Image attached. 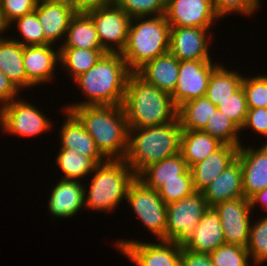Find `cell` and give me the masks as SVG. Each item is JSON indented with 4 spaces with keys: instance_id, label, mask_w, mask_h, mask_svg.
<instances>
[{
    "instance_id": "obj_1",
    "label": "cell",
    "mask_w": 267,
    "mask_h": 266,
    "mask_svg": "<svg viewBox=\"0 0 267 266\" xmlns=\"http://www.w3.org/2000/svg\"><path fill=\"white\" fill-rule=\"evenodd\" d=\"M132 72L121 53H106L73 83L81 100L63 104V108L85 105H123L126 83ZM83 98V99H82Z\"/></svg>"
},
{
    "instance_id": "obj_2",
    "label": "cell",
    "mask_w": 267,
    "mask_h": 266,
    "mask_svg": "<svg viewBox=\"0 0 267 266\" xmlns=\"http://www.w3.org/2000/svg\"><path fill=\"white\" fill-rule=\"evenodd\" d=\"M63 109L71 111L79 119L106 159H125L129 127L122 105H85Z\"/></svg>"
},
{
    "instance_id": "obj_3",
    "label": "cell",
    "mask_w": 267,
    "mask_h": 266,
    "mask_svg": "<svg viewBox=\"0 0 267 266\" xmlns=\"http://www.w3.org/2000/svg\"><path fill=\"white\" fill-rule=\"evenodd\" d=\"M136 177L124 159H107L98 164L84 181V212L115 213L126 201L129 186Z\"/></svg>"
},
{
    "instance_id": "obj_4",
    "label": "cell",
    "mask_w": 267,
    "mask_h": 266,
    "mask_svg": "<svg viewBox=\"0 0 267 266\" xmlns=\"http://www.w3.org/2000/svg\"><path fill=\"white\" fill-rule=\"evenodd\" d=\"M123 108L129 128L160 126L177 118L178 108L170 94L131 73L126 83Z\"/></svg>"
},
{
    "instance_id": "obj_5",
    "label": "cell",
    "mask_w": 267,
    "mask_h": 266,
    "mask_svg": "<svg viewBox=\"0 0 267 266\" xmlns=\"http://www.w3.org/2000/svg\"><path fill=\"white\" fill-rule=\"evenodd\" d=\"M181 133L178 117L160 126L129 128L124 160L138 176L149 165L179 153Z\"/></svg>"
},
{
    "instance_id": "obj_6",
    "label": "cell",
    "mask_w": 267,
    "mask_h": 266,
    "mask_svg": "<svg viewBox=\"0 0 267 266\" xmlns=\"http://www.w3.org/2000/svg\"><path fill=\"white\" fill-rule=\"evenodd\" d=\"M170 30L164 14L131 19L127 43L121 55L132 73L146 62L168 53Z\"/></svg>"
},
{
    "instance_id": "obj_7",
    "label": "cell",
    "mask_w": 267,
    "mask_h": 266,
    "mask_svg": "<svg viewBox=\"0 0 267 266\" xmlns=\"http://www.w3.org/2000/svg\"><path fill=\"white\" fill-rule=\"evenodd\" d=\"M127 208L132 209L136 217L152 239L165 240L167 204L161 199L158 191L147 187L137 177L129 186L126 197Z\"/></svg>"
},
{
    "instance_id": "obj_8",
    "label": "cell",
    "mask_w": 267,
    "mask_h": 266,
    "mask_svg": "<svg viewBox=\"0 0 267 266\" xmlns=\"http://www.w3.org/2000/svg\"><path fill=\"white\" fill-rule=\"evenodd\" d=\"M22 96L4 106V134L2 136L7 134L17 139L27 137L28 141V137H33L35 140V137H41L47 132L53 134L52 130H56V127L53 128L55 124L52 119H49L50 114L45 115L44 107L41 109L36 106V101L34 103L27 101L25 96L23 98Z\"/></svg>"
},
{
    "instance_id": "obj_9",
    "label": "cell",
    "mask_w": 267,
    "mask_h": 266,
    "mask_svg": "<svg viewBox=\"0 0 267 266\" xmlns=\"http://www.w3.org/2000/svg\"><path fill=\"white\" fill-rule=\"evenodd\" d=\"M155 241L125 236L124 239L114 240V247L134 266H181V243L162 239Z\"/></svg>"
},
{
    "instance_id": "obj_10",
    "label": "cell",
    "mask_w": 267,
    "mask_h": 266,
    "mask_svg": "<svg viewBox=\"0 0 267 266\" xmlns=\"http://www.w3.org/2000/svg\"><path fill=\"white\" fill-rule=\"evenodd\" d=\"M209 208L202 191L167 204L165 240L183 244Z\"/></svg>"
},
{
    "instance_id": "obj_11",
    "label": "cell",
    "mask_w": 267,
    "mask_h": 266,
    "mask_svg": "<svg viewBox=\"0 0 267 266\" xmlns=\"http://www.w3.org/2000/svg\"><path fill=\"white\" fill-rule=\"evenodd\" d=\"M87 14L92 18L102 48L107 53H122L131 18L115 2Z\"/></svg>"
},
{
    "instance_id": "obj_12",
    "label": "cell",
    "mask_w": 267,
    "mask_h": 266,
    "mask_svg": "<svg viewBox=\"0 0 267 266\" xmlns=\"http://www.w3.org/2000/svg\"><path fill=\"white\" fill-rule=\"evenodd\" d=\"M213 30L214 28L171 27L168 52L179 61L214 60L216 58L210 52L215 49L212 47L215 42Z\"/></svg>"
},
{
    "instance_id": "obj_13",
    "label": "cell",
    "mask_w": 267,
    "mask_h": 266,
    "mask_svg": "<svg viewBox=\"0 0 267 266\" xmlns=\"http://www.w3.org/2000/svg\"><path fill=\"white\" fill-rule=\"evenodd\" d=\"M213 60H181L177 85L171 94L178 108L183 103L205 96L209 79L213 70L222 61Z\"/></svg>"
},
{
    "instance_id": "obj_14",
    "label": "cell",
    "mask_w": 267,
    "mask_h": 266,
    "mask_svg": "<svg viewBox=\"0 0 267 266\" xmlns=\"http://www.w3.org/2000/svg\"><path fill=\"white\" fill-rule=\"evenodd\" d=\"M219 214L226 244L247 246L253 212L250 200L241 197L214 206Z\"/></svg>"
},
{
    "instance_id": "obj_15",
    "label": "cell",
    "mask_w": 267,
    "mask_h": 266,
    "mask_svg": "<svg viewBox=\"0 0 267 266\" xmlns=\"http://www.w3.org/2000/svg\"><path fill=\"white\" fill-rule=\"evenodd\" d=\"M164 15L171 27L216 28L221 21L213 0H167Z\"/></svg>"
},
{
    "instance_id": "obj_16",
    "label": "cell",
    "mask_w": 267,
    "mask_h": 266,
    "mask_svg": "<svg viewBox=\"0 0 267 266\" xmlns=\"http://www.w3.org/2000/svg\"><path fill=\"white\" fill-rule=\"evenodd\" d=\"M23 66L27 79L36 88L55 82L60 68L59 47L52 44L23 46Z\"/></svg>"
},
{
    "instance_id": "obj_17",
    "label": "cell",
    "mask_w": 267,
    "mask_h": 266,
    "mask_svg": "<svg viewBox=\"0 0 267 266\" xmlns=\"http://www.w3.org/2000/svg\"><path fill=\"white\" fill-rule=\"evenodd\" d=\"M256 140L261 145L241 144L236 158L242 166L243 193L247 199L267 187V144Z\"/></svg>"
},
{
    "instance_id": "obj_18",
    "label": "cell",
    "mask_w": 267,
    "mask_h": 266,
    "mask_svg": "<svg viewBox=\"0 0 267 266\" xmlns=\"http://www.w3.org/2000/svg\"><path fill=\"white\" fill-rule=\"evenodd\" d=\"M56 180L58 181L55 185L52 184L46 201L48 214L50 213L52 220L57 221L73 218L85 209L84 182L60 178Z\"/></svg>"
},
{
    "instance_id": "obj_19",
    "label": "cell",
    "mask_w": 267,
    "mask_h": 266,
    "mask_svg": "<svg viewBox=\"0 0 267 266\" xmlns=\"http://www.w3.org/2000/svg\"><path fill=\"white\" fill-rule=\"evenodd\" d=\"M64 114L62 126L58 129V148L73 149L76 152L92 158L97 164L104 163L107 159L97 149L92 136L85 130L79 119L69 110L60 109Z\"/></svg>"
},
{
    "instance_id": "obj_20",
    "label": "cell",
    "mask_w": 267,
    "mask_h": 266,
    "mask_svg": "<svg viewBox=\"0 0 267 266\" xmlns=\"http://www.w3.org/2000/svg\"><path fill=\"white\" fill-rule=\"evenodd\" d=\"M223 244L226 242L219 214L214 207H209L182 245L194 252L210 254Z\"/></svg>"
},
{
    "instance_id": "obj_21",
    "label": "cell",
    "mask_w": 267,
    "mask_h": 266,
    "mask_svg": "<svg viewBox=\"0 0 267 266\" xmlns=\"http://www.w3.org/2000/svg\"><path fill=\"white\" fill-rule=\"evenodd\" d=\"M38 20L43 26L44 38L52 45L60 47L64 42L74 10L65 5L39 2L36 5Z\"/></svg>"
},
{
    "instance_id": "obj_22",
    "label": "cell",
    "mask_w": 267,
    "mask_h": 266,
    "mask_svg": "<svg viewBox=\"0 0 267 266\" xmlns=\"http://www.w3.org/2000/svg\"><path fill=\"white\" fill-rule=\"evenodd\" d=\"M209 207L244 197L242 166L236 159L202 191Z\"/></svg>"
},
{
    "instance_id": "obj_23",
    "label": "cell",
    "mask_w": 267,
    "mask_h": 266,
    "mask_svg": "<svg viewBox=\"0 0 267 266\" xmlns=\"http://www.w3.org/2000/svg\"><path fill=\"white\" fill-rule=\"evenodd\" d=\"M135 73L146 83L171 95L178 81L179 60L168 52L146 62Z\"/></svg>"
},
{
    "instance_id": "obj_24",
    "label": "cell",
    "mask_w": 267,
    "mask_h": 266,
    "mask_svg": "<svg viewBox=\"0 0 267 266\" xmlns=\"http://www.w3.org/2000/svg\"><path fill=\"white\" fill-rule=\"evenodd\" d=\"M237 146L223 144L203 161L193 165V187L196 191H203L221 172H223L237 158Z\"/></svg>"
},
{
    "instance_id": "obj_25",
    "label": "cell",
    "mask_w": 267,
    "mask_h": 266,
    "mask_svg": "<svg viewBox=\"0 0 267 266\" xmlns=\"http://www.w3.org/2000/svg\"><path fill=\"white\" fill-rule=\"evenodd\" d=\"M7 35L0 38V70L21 92L34 90L35 86L25 74L23 46Z\"/></svg>"
},
{
    "instance_id": "obj_26",
    "label": "cell",
    "mask_w": 267,
    "mask_h": 266,
    "mask_svg": "<svg viewBox=\"0 0 267 266\" xmlns=\"http://www.w3.org/2000/svg\"><path fill=\"white\" fill-rule=\"evenodd\" d=\"M188 168L186 161L179 152L176 155L149 165L137 178L147 187L157 191L166 181L181 180V174Z\"/></svg>"
},
{
    "instance_id": "obj_27",
    "label": "cell",
    "mask_w": 267,
    "mask_h": 266,
    "mask_svg": "<svg viewBox=\"0 0 267 266\" xmlns=\"http://www.w3.org/2000/svg\"><path fill=\"white\" fill-rule=\"evenodd\" d=\"M223 145L201 130H182L180 139V153L189 169L196 163L203 161L211 153Z\"/></svg>"
},
{
    "instance_id": "obj_28",
    "label": "cell",
    "mask_w": 267,
    "mask_h": 266,
    "mask_svg": "<svg viewBox=\"0 0 267 266\" xmlns=\"http://www.w3.org/2000/svg\"><path fill=\"white\" fill-rule=\"evenodd\" d=\"M231 69L221 62L211 73L205 96L215 106H218L242 87L243 71L234 70L233 67Z\"/></svg>"
},
{
    "instance_id": "obj_29",
    "label": "cell",
    "mask_w": 267,
    "mask_h": 266,
    "mask_svg": "<svg viewBox=\"0 0 267 266\" xmlns=\"http://www.w3.org/2000/svg\"><path fill=\"white\" fill-rule=\"evenodd\" d=\"M55 156L54 167L60 171V179L84 182L98 165L92 158L73 149L59 148Z\"/></svg>"
},
{
    "instance_id": "obj_30",
    "label": "cell",
    "mask_w": 267,
    "mask_h": 266,
    "mask_svg": "<svg viewBox=\"0 0 267 266\" xmlns=\"http://www.w3.org/2000/svg\"><path fill=\"white\" fill-rule=\"evenodd\" d=\"M59 48L103 49L92 18L87 13L73 15L64 42Z\"/></svg>"
},
{
    "instance_id": "obj_31",
    "label": "cell",
    "mask_w": 267,
    "mask_h": 266,
    "mask_svg": "<svg viewBox=\"0 0 267 266\" xmlns=\"http://www.w3.org/2000/svg\"><path fill=\"white\" fill-rule=\"evenodd\" d=\"M107 52L104 49L59 48L62 73H67L70 81L92 68Z\"/></svg>"
},
{
    "instance_id": "obj_32",
    "label": "cell",
    "mask_w": 267,
    "mask_h": 266,
    "mask_svg": "<svg viewBox=\"0 0 267 266\" xmlns=\"http://www.w3.org/2000/svg\"><path fill=\"white\" fill-rule=\"evenodd\" d=\"M216 110L217 106L202 96L180 105L177 117L182 130H202Z\"/></svg>"
},
{
    "instance_id": "obj_33",
    "label": "cell",
    "mask_w": 267,
    "mask_h": 266,
    "mask_svg": "<svg viewBox=\"0 0 267 266\" xmlns=\"http://www.w3.org/2000/svg\"><path fill=\"white\" fill-rule=\"evenodd\" d=\"M15 30H14V29ZM13 31V35L9 36L20 43L22 46H32V45H47L50 44L45 38L43 33V26L38 20L36 14V8L33 12L25 14L7 26L9 32ZM17 31V32H16Z\"/></svg>"
},
{
    "instance_id": "obj_34",
    "label": "cell",
    "mask_w": 267,
    "mask_h": 266,
    "mask_svg": "<svg viewBox=\"0 0 267 266\" xmlns=\"http://www.w3.org/2000/svg\"><path fill=\"white\" fill-rule=\"evenodd\" d=\"M201 131L218 139L223 144L237 147L243 144V141H241V129L218 109L209 117Z\"/></svg>"
},
{
    "instance_id": "obj_35",
    "label": "cell",
    "mask_w": 267,
    "mask_h": 266,
    "mask_svg": "<svg viewBox=\"0 0 267 266\" xmlns=\"http://www.w3.org/2000/svg\"><path fill=\"white\" fill-rule=\"evenodd\" d=\"M251 222L247 250L252 263L261 266L267 262V218L260 215Z\"/></svg>"
},
{
    "instance_id": "obj_36",
    "label": "cell",
    "mask_w": 267,
    "mask_h": 266,
    "mask_svg": "<svg viewBox=\"0 0 267 266\" xmlns=\"http://www.w3.org/2000/svg\"><path fill=\"white\" fill-rule=\"evenodd\" d=\"M213 266H255L246 247L223 244L209 254Z\"/></svg>"
},
{
    "instance_id": "obj_37",
    "label": "cell",
    "mask_w": 267,
    "mask_h": 266,
    "mask_svg": "<svg viewBox=\"0 0 267 266\" xmlns=\"http://www.w3.org/2000/svg\"><path fill=\"white\" fill-rule=\"evenodd\" d=\"M245 74L242 88L245 92L248 109L267 107V72Z\"/></svg>"
},
{
    "instance_id": "obj_38",
    "label": "cell",
    "mask_w": 267,
    "mask_h": 266,
    "mask_svg": "<svg viewBox=\"0 0 267 266\" xmlns=\"http://www.w3.org/2000/svg\"><path fill=\"white\" fill-rule=\"evenodd\" d=\"M261 3V0H213V7L215 14L224 21L233 14L252 17L262 11Z\"/></svg>"
},
{
    "instance_id": "obj_39",
    "label": "cell",
    "mask_w": 267,
    "mask_h": 266,
    "mask_svg": "<svg viewBox=\"0 0 267 266\" xmlns=\"http://www.w3.org/2000/svg\"><path fill=\"white\" fill-rule=\"evenodd\" d=\"M114 2L132 19L163 15L167 0H115Z\"/></svg>"
},
{
    "instance_id": "obj_40",
    "label": "cell",
    "mask_w": 267,
    "mask_h": 266,
    "mask_svg": "<svg viewBox=\"0 0 267 266\" xmlns=\"http://www.w3.org/2000/svg\"><path fill=\"white\" fill-rule=\"evenodd\" d=\"M157 191L166 204L186 198L194 191L191 170L181 174V180L166 181Z\"/></svg>"
},
{
    "instance_id": "obj_41",
    "label": "cell",
    "mask_w": 267,
    "mask_h": 266,
    "mask_svg": "<svg viewBox=\"0 0 267 266\" xmlns=\"http://www.w3.org/2000/svg\"><path fill=\"white\" fill-rule=\"evenodd\" d=\"M217 109L227 115L240 129L244 126L248 107L246 96L241 87L237 92L222 101Z\"/></svg>"
},
{
    "instance_id": "obj_42",
    "label": "cell",
    "mask_w": 267,
    "mask_h": 266,
    "mask_svg": "<svg viewBox=\"0 0 267 266\" xmlns=\"http://www.w3.org/2000/svg\"><path fill=\"white\" fill-rule=\"evenodd\" d=\"M35 0H0V15L3 23L8 26L15 19L35 10Z\"/></svg>"
},
{
    "instance_id": "obj_43",
    "label": "cell",
    "mask_w": 267,
    "mask_h": 266,
    "mask_svg": "<svg viewBox=\"0 0 267 266\" xmlns=\"http://www.w3.org/2000/svg\"><path fill=\"white\" fill-rule=\"evenodd\" d=\"M250 129V130H249ZM249 130V131H247ZM243 131H247L253 133L256 137H263V139L260 137V139L267 144V107L263 108H254V109H248L247 117L244 126L241 128V137L244 142L243 144L247 142L244 140V135H246ZM253 131V132H252ZM244 133V134H243ZM243 134V136H242Z\"/></svg>"
},
{
    "instance_id": "obj_44",
    "label": "cell",
    "mask_w": 267,
    "mask_h": 266,
    "mask_svg": "<svg viewBox=\"0 0 267 266\" xmlns=\"http://www.w3.org/2000/svg\"><path fill=\"white\" fill-rule=\"evenodd\" d=\"M22 93L0 70V105L5 106L9 104L13 99L20 97Z\"/></svg>"
},
{
    "instance_id": "obj_45",
    "label": "cell",
    "mask_w": 267,
    "mask_h": 266,
    "mask_svg": "<svg viewBox=\"0 0 267 266\" xmlns=\"http://www.w3.org/2000/svg\"><path fill=\"white\" fill-rule=\"evenodd\" d=\"M181 266H213V264L209 254L194 252L182 245Z\"/></svg>"
},
{
    "instance_id": "obj_46",
    "label": "cell",
    "mask_w": 267,
    "mask_h": 266,
    "mask_svg": "<svg viewBox=\"0 0 267 266\" xmlns=\"http://www.w3.org/2000/svg\"><path fill=\"white\" fill-rule=\"evenodd\" d=\"M115 0H76V13H88L92 10L114 3Z\"/></svg>"
},
{
    "instance_id": "obj_47",
    "label": "cell",
    "mask_w": 267,
    "mask_h": 266,
    "mask_svg": "<svg viewBox=\"0 0 267 266\" xmlns=\"http://www.w3.org/2000/svg\"><path fill=\"white\" fill-rule=\"evenodd\" d=\"M249 200H250V206H251L253 214H254V211L256 212L255 209L256 208L258 209L259 207V209L262 208L261 216L264 215L263 217L267 218V187L263 189L262 191H259L256 194H254Z\"/></svg>"
},
{
    "instance_id": "obj_48",
    "label": "cell",
    "mask_w": 267,
    "mask_h": 266,
    "mask_svg": "<svg viewBox=\"0 0 267 266\" xmlns=\"http://www.w3.org/2000/svg\"><path fill=\"white\" fill-rule=\"evenodd\" d=\"M46 1L68 6L69 8L73 9L74 12L76 13V0H46Z\"/></svg>"
},
{
    "instance_id": "obj_49",
    "label": "cell",
    "mask_w": 267,
    "mask_h": 266,
    "mask_svg": "<svg viewBox=\"0 0 267 266\" xmlns=\"http://www.w3.org/2000/svg\"><path fill=\"white\" fill-rule=\"evenodd\" d=\"M0 132V134L4 133V106L2 105H0Z\"/></svg>"
},
{
    "instance_id": "obj_50",
    "label": "cell",
    "mask_w": 267,
    "mask_h": 266,
    "mask_svg": "<svg viewBox=\"0 0 267 266\" xmlns=\"http://www.w3.org/2000/svg\"><path fill=\"white\" fill-rule=\"evenodd\" d=\"M4 33L9 34L7 30V26L3 23L1 15H0V38L5 36Z\"/></svg>"
},
{
    "instance_id": "obj_51",
    "label": "cell",
    "mask_w": 267,
    "mask_h": 266,
    "mask_svg": "<svg viewBox=\"0 0 267 266\" xmlns=\"http://www.w3.org/2000/svg\"><path fill=\"white\" fill-rule=\"evenodd\" d=\"M37 3H39V2H43V1H45V0H35Z\"/></svg>"
}]
</instances>
